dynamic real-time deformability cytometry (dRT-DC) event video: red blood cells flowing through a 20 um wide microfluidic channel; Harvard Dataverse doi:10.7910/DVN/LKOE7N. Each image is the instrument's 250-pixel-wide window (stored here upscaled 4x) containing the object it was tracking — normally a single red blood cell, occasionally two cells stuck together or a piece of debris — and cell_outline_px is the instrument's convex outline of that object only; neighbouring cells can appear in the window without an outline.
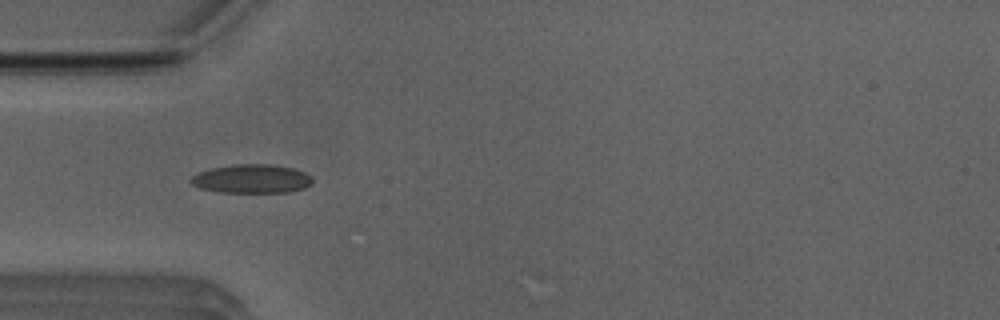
{"species": "Egyptian fruit bat (a non-hibernating species)", "species_latin": "Rousettus aegyptiacus", "temperature_condition": "room temperature", "stored_images_in_passage": 43, "camera_frame_rate_fps": 3000, "um_per_image_px": 0.085, "animal": {"sex": "male"}, "frame": {"image": 1, "passage_image": 7, "time_ms": 2.0, "image_size_px": [1000, 320], "cell_outline_px": [[312, 184], [304, 188], [288, 192], [216, 192], [200, 188], [192, 184], [188, 180], [192, 176], [200, 172], [212, 168], [236, 164], [272, 164], [292, 168], [304, 172], [312, 176]], "centroid_in_image_um": [21.4, 15.2], "position_along_channel_um": 63.6, "area_um2": 20.4}}
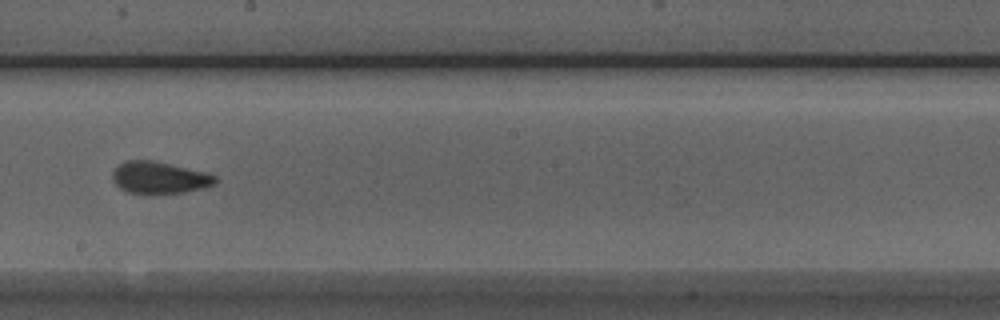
{"frame": {"image": 2, "passage_image": 20, "time_ms": 6.333, "image_size_px": [1000, 320], "cell_outline_px": [[216, 184], [204, 188], [184, 192], [156, 196], [124, 192], [112, 180], [112, 172], [124, 160], [152, 160], [204, 172], [216, 176]], "centroid_in_image_um": [13.51, 15.14], "position_along_channel_um": 234.7, "area_um2": 19.59}}
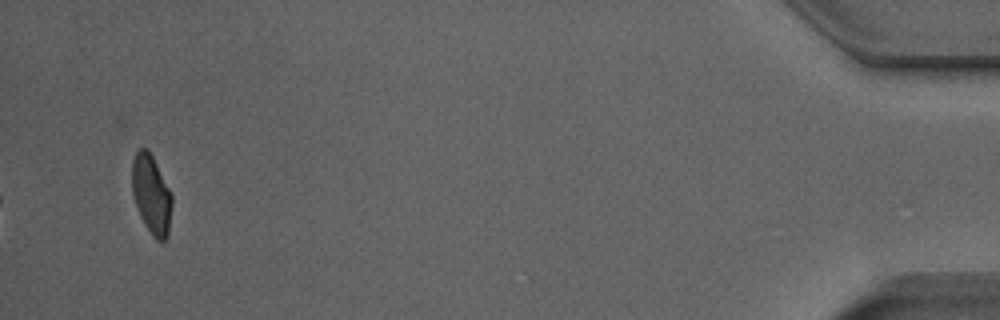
{"frame": {"image": 3, "passage_image": 41, "time_ms": 13.333, "image_size_px": [1000, 320], "cell_outline_px": [[172, 204], [168, 236], [164, 240], [156, 240], [152, 236], [144, 224], [136, 208], [132, 192], [132, 160], [136, 152], [140, 148], [144, 148], [152, 156], [172, 196]], "centroid_in_image_um": [12.85, 16.57], "position_along_channel_um": 422.4, "area_um2": 18.21}, "authors_computed_cell_mechanics": {"area_um2": 19.3052, "velocity_mm_per_s": 3.9508, "shape_relaxation_time_tau1_ms": 3.4941, "shape_relaxation_time_tau2_ms": 1.3126, "deformation_change_tau1": 0.1214, "deformation_change_tau2": 0.0728}}